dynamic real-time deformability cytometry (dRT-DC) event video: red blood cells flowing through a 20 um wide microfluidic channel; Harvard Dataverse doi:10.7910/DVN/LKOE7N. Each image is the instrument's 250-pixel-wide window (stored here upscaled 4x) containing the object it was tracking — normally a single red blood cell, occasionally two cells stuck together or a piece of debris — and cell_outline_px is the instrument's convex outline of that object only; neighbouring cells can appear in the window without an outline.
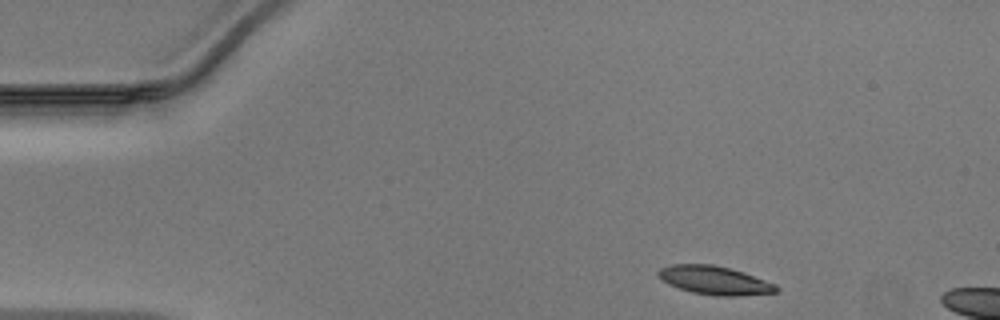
{"species": "Egyptian fruit bat (a non-hibernating species)", "species_latin": "Rousettus aegyptiacus", "temperature_condition": "warm", "stored_images_in_passage": 36, "camera_frame_rate_fps": 3000, "um_per_image_px": 0.085, "animal": {"sex": "male"}, "frame": {"image": 1, "passage_image": 1, "time_ms": 0.0, "image_size_px": [1000, 320], "cell_outline_px": [[780, 288], [776, 292], [740, 296], [716, 296], [692, 292], [668, 284], [656, 272], [660, 268], [672, 264], [712, 264], [744, 272], [776, 284]], "centroid_in_image_um": [60.77, 23.83], "position_along_channel_um": 24.2, "area_um2": 19.54}}
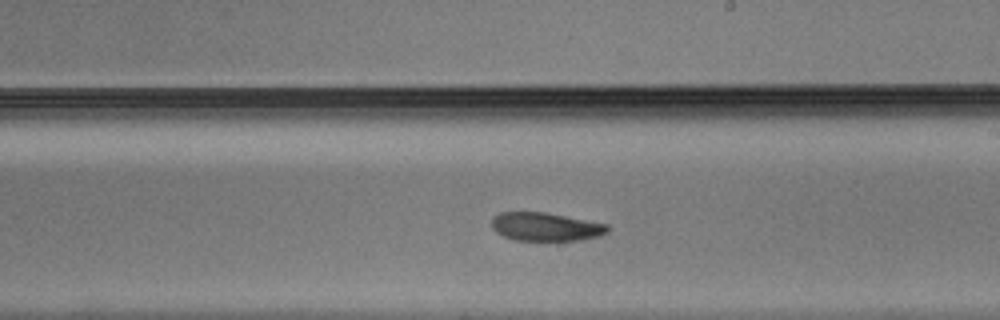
{"frame": {"image": 2, "passage_image": 22, "time_ms": 7.0, "image_size_px": [1000, 320], "cell_outline_px": [[608, 232], [600, 236], [580, 240], [512, 240], [496, 232], [492, 228], [492, 216], [500, 212], [544, 212], [608, 224]], "centroid_in_image_um": [46.36, 19.27], "position_along_channel_um": 242.6, "area_um2": 19.19}}
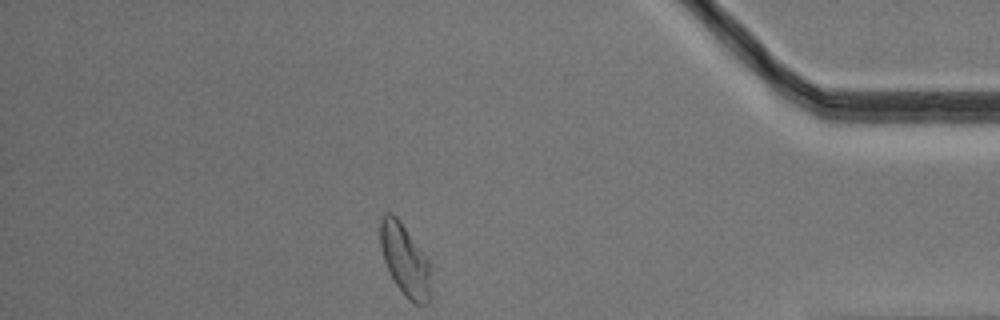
{"frame": {"image": 3, "passage_image": 36, "time_ms": 11.667, "image_size_px": [1000, 320], "cell_outline_px": [[428, 304], [416, 304], [408, 300], [396, 284], [384, 260], [380, 244], [380, 220], [388, 212], [392, 212], [400, 220], [428, 260]], "centroid_in_image_um": [34.37, 22.06], "position_along_channel_um": 400.8, "area_um2": 20.35}}